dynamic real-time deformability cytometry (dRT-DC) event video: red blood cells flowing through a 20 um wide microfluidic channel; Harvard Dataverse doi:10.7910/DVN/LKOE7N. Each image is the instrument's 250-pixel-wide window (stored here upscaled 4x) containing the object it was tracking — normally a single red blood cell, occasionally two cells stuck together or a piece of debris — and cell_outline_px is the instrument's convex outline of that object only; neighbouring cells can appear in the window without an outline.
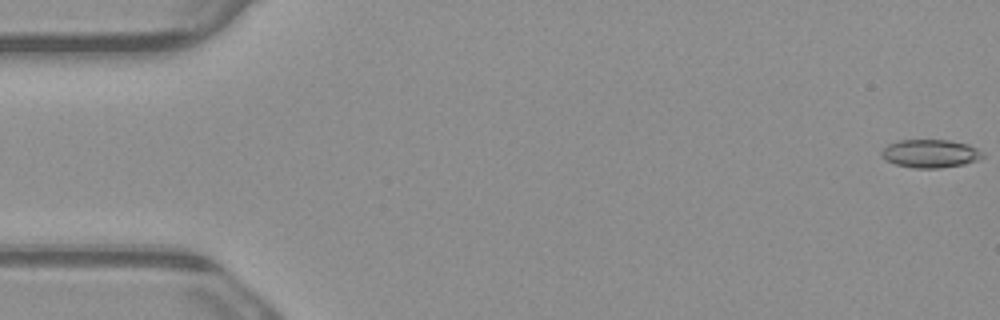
{"species": "common noctule bat (a hibernating species)", "species_latin": "Nyctalus noctula", "temperature_condition": "warm", "stored_images_in_passage": 2, "camera_frame_rate_fps": 3000, "um_per_image_px": 0.085, "animal": {"sex": "male", "body_mass_g": 23.1, "forearm_length_mm": 52.7}, "frame": {"image": 1, "passage_image": 1, "time_ms": 0.0, "image_size_px": [1000, 320], "cell_outline_px": [[984, 156], [976, 160], [964, 164], [940, 168], [912, 168], [896, 164], [880, 156], [880, 152], [888, 144], [900, 140], [952, 140], [968, 144], [984, 152]], "centroid_in_image_um": [79.08, 13.05], "position_along_channel_um": 5.9, "area_um2": 16.65}}